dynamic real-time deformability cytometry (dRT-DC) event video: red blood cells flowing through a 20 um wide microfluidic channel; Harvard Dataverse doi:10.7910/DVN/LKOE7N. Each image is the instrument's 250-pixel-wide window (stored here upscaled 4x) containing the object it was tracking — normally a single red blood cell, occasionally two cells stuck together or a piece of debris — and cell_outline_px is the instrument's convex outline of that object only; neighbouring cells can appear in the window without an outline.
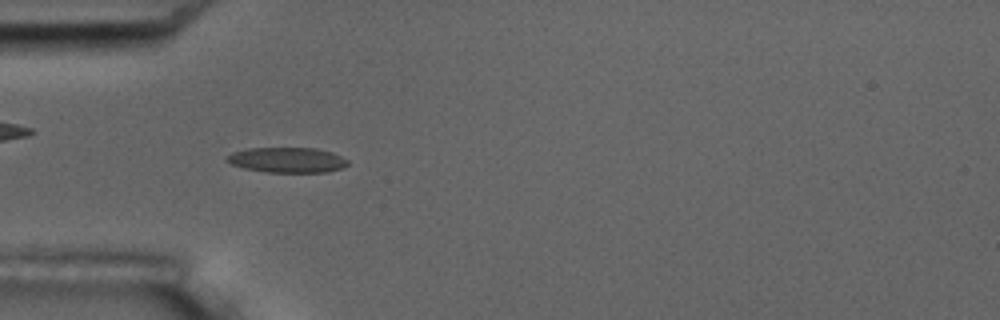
{"species": "common noctule bat (a hibernating species)", "species_latin": "Nyctalus noctula", "temperature_condition": "room temperature", "stored_images_in_passage": 6, "camera_frame_rate_fps": 3000, "um_per_image_px": 0.085, "animal": {"sex": "male", "body_mass_g": 17.5, "forearm_length_mm": 52.3}, "frame": {"image": 1, "passage_image": 2, "time_ms": 2.0, "image_size_px": [1000, 320], "cell_outline_px": [[348, 164], [340, 168], [328, 172], [268, 172], [244, 168], [232, 164], [224, 160], [224, 156], [232, 152], [248, 148], [316, 148], [332, 152], [348, 160]], "centroid_in_image_um": [24.37, 13.59], "position_along_channel_um": 60.6, "area_um2": 17.8}}
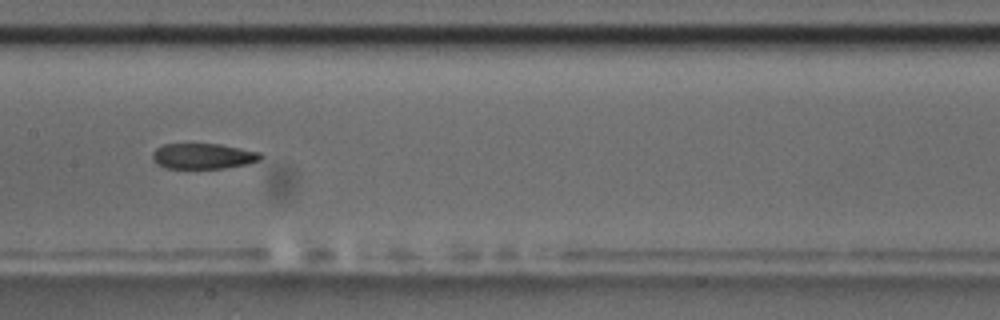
{"frame": {"image": 2, "passage_image": 5, "time_ms": 5.667, "image_size_px": [1000, 320], "cell_outline_px": [[264, 156], [260, 160], [248, 164], [224, 168], [164, 168], [156, 164], [152, 160], [152, 152], [156, 148], [164, 144], [220, 144], [260, 152]], "centroid_in_image_um": [17.26, 13.27], "position_along_channel_um": 190.1, "area_um2": 16.24}}
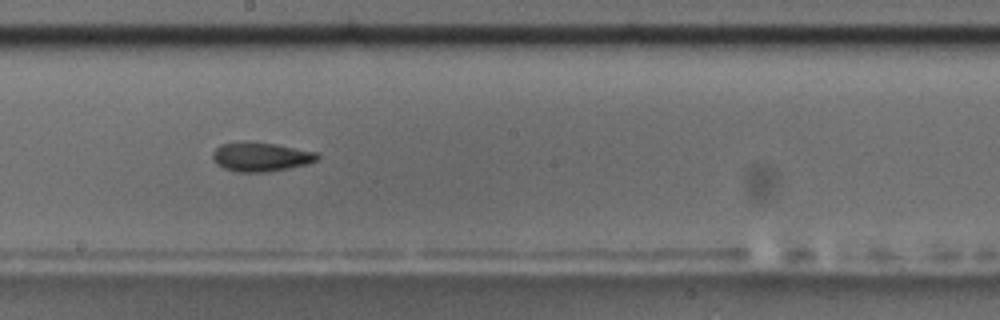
{"frame": {"image": 3, "passage_image": 6, "time_ms": 6.667, "image_size_px": [1000, 320], "cell_outline_px": [[320, 156], [316, 160], [308, 164], [268, 172], [236, 172], [224, 168], [216, 164], [212, 156], [212, 152], [220, 144], [244, 140], [276, 144], [320, 152]], "centroid_in_image_um": [22.17, 13.31], "position_along_channel_um": 226.0, "area_um2": 18.15}}